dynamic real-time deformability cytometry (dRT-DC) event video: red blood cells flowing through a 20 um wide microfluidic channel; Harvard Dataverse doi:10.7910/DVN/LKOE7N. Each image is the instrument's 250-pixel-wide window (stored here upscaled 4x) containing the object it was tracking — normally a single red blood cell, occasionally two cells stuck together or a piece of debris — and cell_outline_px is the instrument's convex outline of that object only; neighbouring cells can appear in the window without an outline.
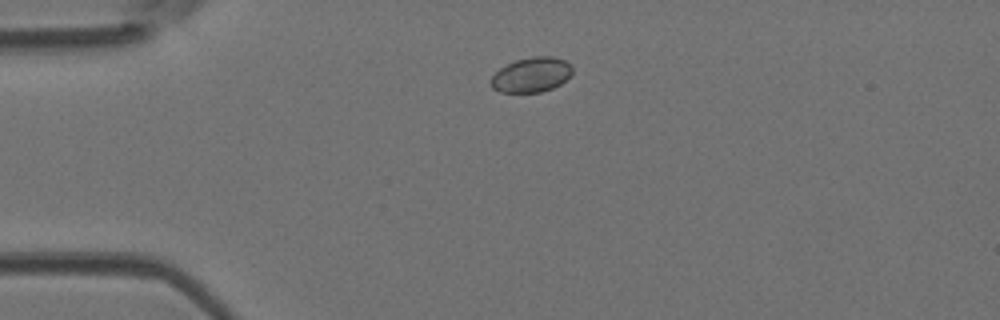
{"species": "Egyptian fruit bat (a non-hibernating species)", "species_latin": "Rousettus aegyptiacus", "temperature_condition": "room temperature", "stored_images_in_passage": 7, "camera_frame_rate_fps": 3000, "um_per_image_px": 0.085, "animal": {"sex": "female"}, "frame": {"image": 1, "passage_image": 3, "time_ms": 0.667, "image_size_px": [1000, 320], "cell_outline_px": [[572, 72], [560, 84], [552, 88], [540, 92], [500, 92], [492, 88], [488, 84], [488, 80], [500, 68], [516, 60], [532, 56], [552, 56], [564, 60], [572, 68]], "centroid_in_image_um": [45.11, 6.36], "position_along_channel_um": 39.9, "area_um2": 16.47}}
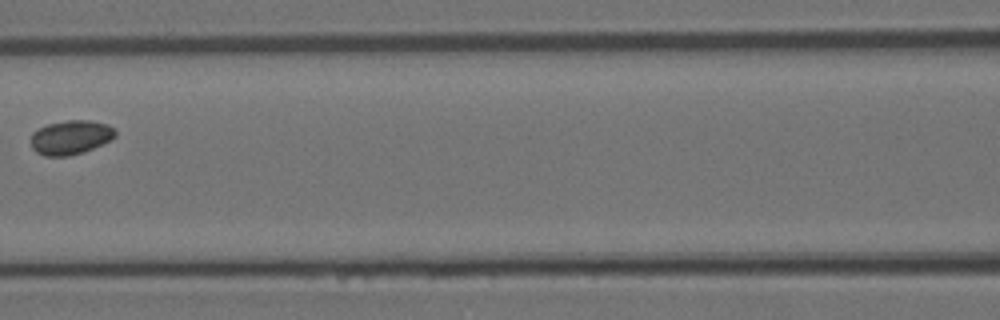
{"frame": {"image": 2, "passage_image": 6, "time_ms": 1.667, "image_size_px": [1000, 320], "cell_outline_px": [[116, 136], [112, 140], [84, 152], [68, 156], [44, 156], [36, 152], [32, 148], [32, 132], [48, 124], [68, 120], [88, 120], [108, 124], [116, 132]], "centroid_in_image_um": [6.02, 11.68], "position_along_channel_um": 160.6, "area_um2": 16.82}}
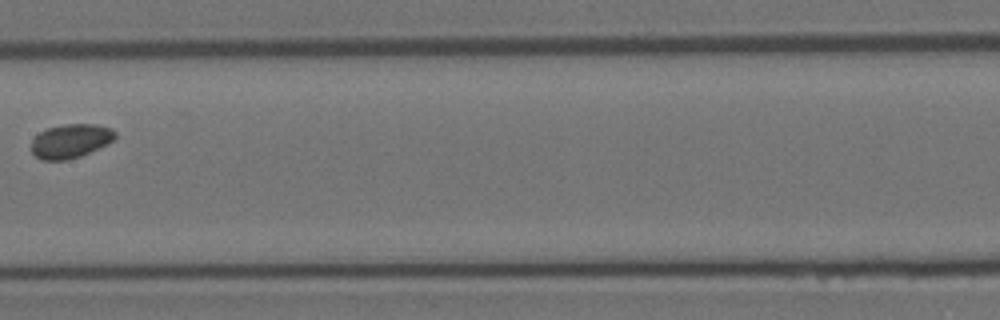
{"frame": {"image": 3, "passage_image": 7, "time_ms": 2.0, "image_size_px": [1000, 320], "cell_outline_px": [[116, 136], [112, 140], [80, 156], [68, 160], [40, 160], [32, 152], [32, 140], [40, 132], [48, 128], [64, 124], [96, 124], [112, 128], [116, 132]], "centroid_in_image_um": [5.98, 11.98], "position_along_channel_um": 201.4, "area_um2": 16.36}}